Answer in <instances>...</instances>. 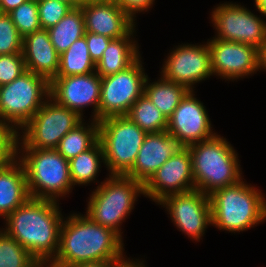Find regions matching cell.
<instances>
[{"label":"cell","instance_id":"cell-1","mask_svg":"<svg viewBox=\"0 0 266 267\" xmlns=\"http://www.w3.org/2000/svg\"><path fill=\"white\" fill-rule=\"evenodd\" d=\"M124 240L85 214L70 211L63 219L59 249L50 267H73L93 261H121L127 256Z\"/></svg>","mask_w":266,"mask_h":267},{"label":"cell","instance_id":"cell-2","mask_svg":"<svg viewBox=\"0 0 266 267\" xmlns=\"http://www.w3.org/2000/svg\"><path fill=\"white\" fill-rule=\"evenodd\" d=\"M60 204L48 199L29 198L2 221L1 228L35 259L50 263L59 249L65 216Z\"/></svg>","mask_w":266,"mask_h":267},{"label":"cell","instance_id":"cell-3","mask_svg":"<svg viewBox=\"0 0 266 267\" xmlns=\"http://www.w3.org/2000/svg\"><path fill=\"white\" fill-rule=\"evenodd\" d=\"M244 178L209 195L212 226L227 233L240 234L266 222V197Z\"/></svg>","mask_w":266,"mask_h":267},{"label":"cell","instance_id":"cell-4","mask_svg":"<svg viewBox=\"0 0 266 267\" xmlns=\"http://www.w3.org/2000/svg\"><path fill=\"white\" fill-rule=\"evenodd\" d=\"M192 158L195 189L206 195L241 181L243 169L239 154L228 139L220 134L187 147Z\"/></svg>","mask_w":266,"mask_h":267},{"label":"cell","instance_id":"cell-5","mask_svg":"<svg viewBox=\"0 0 266 267\" xmlns=\"http://www.w3.org/2000/svg\"><path fill=\"white\" fill-rule=\"evenodd\" d=\"M144 195V186L126 175H108L87 197L86 212L92 221L116 232L124 238L123 223L134 211ZM133 210V211H132Z\"/></svg>","mask_w":266,"mask_h":267},{"label":"cell","instance_id":"cell-6","mask_svg":"<svg viewBox=\"0 0 266 267\" xmlns=\"http://www.w3.org/2000/svg\"><path fill=\"white\" fill-rule=\"evenodd\" d=\"M22 163L30 198L60 202L72 195L69 160L56 149L15 148Z\"/></svg>","mask_w":266,"mask_h":267},{"label":"cell","instance_id":"cell-7","mask_svg":"<svg viewBox=\"0 0 266 267\" xmlns=\"http://www.w3.org/2000/svg\"><path fill=\"white\" fill-rule=\"evenodd\" d=\"M49 97L50 82L25 71L11 83L0 86V125L16 134Z\"/></svg>","mask_w":266,"mask_h":267},{"label":"cell","instance_id":"cell-8","mask_svg":"<svg viewBox=\"0 0 266 267\" xmlns=\"http://www.w3.org/2000/svg\"><path fill=\"white\" fill-rule=\"evenodd\" d=\"M147 133L128 116H110L99 121L106 175H126L133 167Z\"/></svg>","mask_w":266,"mask_h":267},{"label":"cell","instance_id":"cell-9","mask_svg":"<svg viewBox=\"0 0 266 267\" xmlns=\"http://www.w3.org/2000/svg\"><path fill=\"white\" fill-rule=\"evenodd\" d=\"M83 120L49 97L16 133L15 148L56 149L62 137Z\"/></svg>","mask_w":266,"mask_h":267},{"label":"cell","instance_id":"cell-10","mask_svg":"<svg viewBox=\"0 0 266 267\" xmlns=\"http://www.w3.org/2000/svg\"><path fill=\"white\" fill-rule=\"evenodd\" d=\"M215 5L209 19L214 30L212 39L248 44L259 49L266 42V21L249 7L233 1Z\"/></svg>","mask_w":266,"mask_h":267},{"label":"cell","instance_id":"cell-11","mask_svg":"<svg viewBox=\"0 0 266 267\" xmlns=\"http://www.w3.org/2000/svg\"><path fill=\"white\" fill-rule=\"evenodd\" d=\"M142 58L140 56L124 71L101 78L98 121L127 115L135 101L144 94L148 74Z\"/></svg>","mask_w":266,"mask_h":267},{"label":"cell","instance_id":"cell-12","mask_svg":"<svg viewBox=\"0 0 266 267\" xmlns=\"http://www.w3.org/2000/svg\"><path fill=\"white\" fill-rule=\"evenodd\" d=\"M173 46L159 69L163 78L181 84L189 90H196L197 84L213 77L207 41L200 44L181 42Z\"/></svg>","mask_w":266,"mask_h":267},{"label":"cell","instance_id":"cell-13","mask_svg":"<svg viewBox=\"0 0 266 267\" xmlns=\"http://www.w3.org/2000/svg\"><path fill=\"white\" fill-rule=\"evenodd\" d=\"M157 205L165 209L174 227L196 244L212 226L209 195L198 189L170 195Z\"/></svg>","mask_w":266,"mask_h":267},{"label":"cell","instance_id":"cell-14","mask_svg":"<svg viewBox=\"0 0 266 267\" xmlns=\"http://www.w3.org/2000/svg\"><path fill=\"white\" fill-rule=\"evenodd\" d=\"M207 42L210 49L211 70L216 79L228 83L238 82L239 79L251 78L257 74L259 49L256 47L211 37Z\"/></svg>","mask_w":266,"mask_h":267},{"label":"cell","instance_id":"cell-15","mask_svg":"<svg viewBox=\"0 0 266 267\" xmlns=\"http://www.w3.org/2000/svg\"><path fill=\"white\" fill-rule=\"evenodd\" d=\"M196 93L190 90L168 119L167 132L183 147L209 140L218 134L207 107Z\"/></svg>","mask_w":266,"mask_h":267},{"label":"cell","instance_id":"cell-16","mask_svg":"<svg viewBox=\"0 0 266 267\" xmlns=\"http://www.w3.org/2000/svg\"><path fill=\"white\" fill-rule=\"evenodd\" d=\"M100 93L101 77L96 72L55 77L50 82V97L59 105L77 112L82 118L86 117L85 110L92 107L90 119L98 121Z\"/></svg>","mask_w":266,"mask_h":267},{"label":"cell","instance_id":"cell-17","mask_svg":"<svg viewBox=\"0 0 266 267\" xmlns=\"http://www.w3.org/2000/svg\"><path fill=\"white\" fill-rule=\"evenodd\" d=\"M143 186L144 197L156 205L170 195L195 189L189 149L183 147L171 156Z\"/></svg>","mask_w":266,"mask_h":267},{"label":"cell","instance_id":"cell-18","mask_svg":"<svg viewBox=\"0 0 266 267\" xmlns=\"http://www.w3.org/2000/svg\"><path fill=\"white\" fill-rule=\"evenodd\" d=\"M85 32L107 36L110 39L128 35L137 25L115 0H94L81 6Z\"/></svg>","mask_w":266,"mask_h":267},{"label":"cell","instance_id":"cell-19","mask_svg":"<svg viewBox=\"0 0 266 267\" xmlns=\"http://www.w3.org/2000/svg\"><path fill=\"white\" fill-rule=\"evenodd\" d=\"M183 146L167 131L147 133L132 169L126 174L143 185Z\"/></svg>","mask_w":266,"mask_h":267},{"label":"cell","instance_id":"cell-20","mask_svg":"<svg viewBox=\"0 0 266 267\" xmlns=\"http://www.w3.org/2000/svg\"><path fill=\"white\" fill-rule=\"evenodd\" d=\"M22 55L27 71L43 76L49 82L57 76L60 55L46 29L34 31L23 38Z\"/></svg>","mask_w":266,"mask_h":267},{"label":"cell","instance_id":"cell-21","mask_svg":"<svg viewBox=\"0 0 266 267\" xmlns=\"http://www.w3.org/2000/svg\"><path fill=\"white\" fill-rule=\"evenodd\" d=\"M29 198L25 169L14 156L0 167V219L4 220Z\"/></svg>","mask_w":266,"mask_h":267},{"label":"cell","instance_id":"cell-22","mask_svg":"<svg viewBox=\"0 0 266 267\" xmlns=\"http://www.w3.org/2000/svg\"><path fill=\"white\" fill-rule=\"evenodd\" d=\"M137 26L126 36L112 39L104 51L102 58L96 64L95 72L101 77L116 74L131 66L143 52L140 51Z\"/></svg>","mask_w":266,"mask_h":267},{"label":"cell","instance_id":"cell-23","mask_svg":"<svg viewBox=\"0 0 266 267\" xmlns=\"http://www.w3.org/2000/svg\"><path fill=\"white\" fill-rule=\"evenodd\" d=\"M102 166L105 167V159L102 145L98 140L90 149L69 160L73 188L90 186L92 183L99 186L102 181L100 182L97 178L101 173Z\"/></svg>","mask_w":266,"mask_h":267},{"label":"cell","instance_id":"cell-24","mask_svg":"<svg viewBox=\"0 0 266 267\" xmlns=\"http://www.w3.org/2000/svg\"><path fill=\"white\" fill-rule=\"evenodd\" d=\"M150 79L148 75L144 84V94L169 119L190 90L181 84L166 80L161 75L157 80Z\"/></svg>","mask_w":266,"mask_h":267},{"label":"cell","instance_id":"cell-25","mask_svg":"<svg viewBox=\"0 0 266 267\" xmlns=\"http://www.w3.org/2000/svg\"><path fill=\"white\" fill-rule=\"evenodd\" d=\"M87 120L84 119L60 140L56 150L65 159L70 160L76 157L90 149L99 140V121L90 118Z\"/></svg>","mask_w":266,"mask_h":267},{"label":"cell","instance_id":"cell-26","mask_svg":"<svg viewBox=\"0 0 266 267\" xmlns=\"http://www.w3.org/2000/svg\"><path fill=\"white\" fill-rule=\"evenodd\" d=\"M57 53L61 55L85 34L81 7L72 8L54 27L47 30Z\"/></svg>","mask_w":266,"mask_h":267},{"label":"cell","instance_id":"cell-27","mask_svg":"<svg viewBox=\"0 0 266 267\" xmlns=\"http://www.w3.org/2000/svg\"><path fill=\"white\" fill-rule=\"evenodd\" d=\"M96 64L90 57L85 36L76 40L60 55L56 77L76 76L95 72Z\"/></svg>","mask_w":266,"mask_h":267},{"label":"cell","instance_id":"cell-28","mask_svg":"<svg viewBox=\"0 0 266 267\" xmlns=\"http://www.w3.org/2000/svg\"><path fill=\"white\" fill-rule=\"evenodd\" d=\"M126 116L146 133L167 131L168 119L145 94L135 101Z\"/></svg>","mask_w":266,"mask_h":267},{"label":"cell","instance_id":"cell-29","mask_svg":"<svg viewBox=\"0 0 266 267\" xmlns=\"http://www.w3.org/2000/svg\"><path fill=\"white\" fill-rule=\"evenodd\" d=\"M35 258L0 228V267H28Z\"/></svg>","mask_w":266,"mask_h":267},{"label":"cell","instance_id":"cell-30","mask_svg":"<svg viewBox=\"0 0 266 267\" xmlns=\"http://www.w3.org/2000/svg\"><path fill=\"white\" fill-rule=\"evenodd\" d=\"M8 14L22 38L41 29L37 0H27Z\"/></svg>","mask_w":266,"mask_h":267},{"label":"cell","instance_id":"cell-31","mask_svg":"<svg viewBox=\"0 0 266 267\" xmlns=\"http://www.w3.org/2000/svg\"><path fill=\"white\" fill-rule=\"evenodd\" d=\"M23 38L7 13H0V55L22 54Z\"/></svg>","mask_w":266,"mask_h":267},{"label":"cell","instance_id":"cell-32","mask_svg":"<svg viewBox=\"0 0 266 267\" xmlns=\"http://www.w3.org/2000/svg\"><path fill=\"white\" fill-rule=\"evenodd\" d=\"M41 29L54 27L71 9L68 3L59 0H37Z\"/></svg>","mask_w":266,"mask_h":267},{"label":"cell","instance_id":"cell-33","mask_svg":"<svg viewBox=\"0 0 266 267\" xmlns=\"http://www.w3.org/2000/svg\"><path fill=\"white\" fill-rule=\"evenodd\" d=\"M26 70L22 54L0 55V86L11 83Z\"/></svg>","mask_w":266,"mask_h":267},{"label":"cell","instance_id":"cell-34","mask_svg":"<svg viewBox=\"0 0 266 267\" xmlns=\"http://www.w3.org/2000/svg\"><path fill=\"white\" fill-rule=\"evenodd\" d=\"M16 134L8 127L0 125V167L15 156Z\"/></svg>","mask_w":266,"mask_h":267},{"label":"cell","instance_id":"cell-35","mask_svg":"<svg viewBox=\"0 0 266 267\" xmlns=\"http://www.w3.org/2000/svg\"><path fill=\"white\" fill-rule=\"evenodd\" d=\"M117 5L137 23V16L140 13H149L154 9L155 0H115ZM152 8V9H151Z\"/></svg>","mask_w":266,"mask_h":267},{"label":"cell","instance_id":"cell-36","mask_svg":"<svg viewBox=\"0 0 266 267\" xmlns=\"http://www.w3.org/2000/svg\"><path fill=\"white\" fill-rule=\"evenodd\" d=\"M91 59L97 64L112 39L107 36L85 32L84 34Z\"/></svg>","mask_w":266,"mask_h":267},{"label":"cell","instance_id":"cell-37","mask_svg":"<svg viewBox=\"0 0 266 267\" xmlns=\"http://www.w3.org/2000/svg\"><path fill=\"white\" fill-rule=\"evenodd\" d=\"M146 264V260L143 257L141 259H137L126 256L121 261L114 263L112 267H148Z\"/></svg>","mask_w":266,"mask_h":267},{"label":"cell","instance_id":"cell-38","mask_svg":"<svg viewBox=\"0 0 266 267\" xmlns=\"http://www.w3.org/2000/svg\"><path fill=\"white\" fill-rule=\"evenodd\" d=\"M27 0H0V13H9Z\"/></svg>","mask_w":266,"mask_h":267},{"label":"cell","instance_id":"cell-39","mask_svg":"<svg viewBox=\"0 0 266 267\" xmlns=\"http://www.w3.org/2000/svg\"><path fill=\"white\" fill-rule=\"evenodd\" d=\"M118 261H93V262H84L73 267H112L114 263Z\"/></svg>","mask_w":266,"mask_h":267},{"label":"cell","instance_id":"cell-40","mask_svg":"<svg viewBox=\"0 0 266 267\" xmlns=\"http://www.w3.org/2000/svg\"><path fill=\"white\" fill-rule=\"evenodd\" d=\"M266 72V42L259 48L258 72Z\"/></svg>","mask_w":266,"mask_h":267},{"label":"cell","instance_id":"cell-41","mask_svg":"<svg viewBox=\"0 0 266 267\" xmlns=\"http://www.w3.org/2000/svg\"><path fill=\"white\" fill-rule=\"evenodd\" d=\"M254 1V7L255 10L263 16V18L266 17V0H253Z\"/></svg>","mask_w":266,"mask_h":267},{"label":"cell","instance_id":"cell-42","mask_svg":"<svg viewBox=\"0 0 266 267\" xmlns=\"http://www.w3.org/2000/svg\"><path fill=\"white\" fill-rule=\"evenodd\" d=\"M64 3H68L72 8L81 7L94 0H61Z\"/></svg>","mask_w":266,"mask_h":267},{"label":"cell","instance_id":"cell-43","mask_svg":"<svg viewBox=\"0 0 266 267\" xmlns=\"http://www.w3.org/2000/svg\"><path fill=\"white\" fill-rule=\"evenodd\" d=\"M28 267H50V263L35 259Z\"/></svg>","mask_w":266,"mask_h":267}]
</instances>
